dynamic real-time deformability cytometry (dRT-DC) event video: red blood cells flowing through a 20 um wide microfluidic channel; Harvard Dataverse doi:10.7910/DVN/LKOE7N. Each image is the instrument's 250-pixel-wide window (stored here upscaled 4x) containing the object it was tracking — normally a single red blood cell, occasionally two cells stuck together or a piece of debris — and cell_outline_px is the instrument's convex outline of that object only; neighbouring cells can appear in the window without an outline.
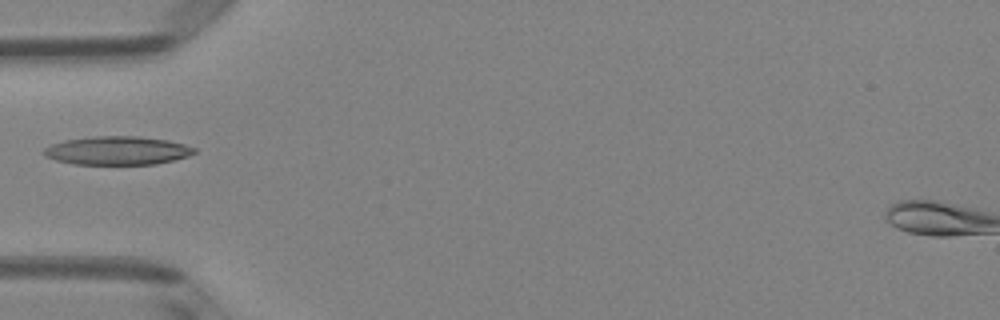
{"species": "Egyptian fruit bat (a non-hibernating species)", "species_latin": "Rousettus aegyptiacus", "temperature_condition": "room temperature", "stored_images_in_passage": 5, "camera_frame_rate_fps": 3000, "um_per_image_px": 0.085, "animal": {"sex": "female"}, "frame": {"image": 1, "passage_image": 5, "time_ms": 1.333, "image_size_px": [1000, 320], "cell_outline_px": [[196, 152], [188, 156], [156, 164], [72, 164], [56, 160], [44, 156], [40, 152], [44, 148], [52, 144], [64, 140], [92, 136], [140, 136], [168, 140], [184, 144], [196, 148]], "centroid_in_image_um": [9.94, 12.79], "position_along_channel_um": 75.1, "area_um2": 25.14}}